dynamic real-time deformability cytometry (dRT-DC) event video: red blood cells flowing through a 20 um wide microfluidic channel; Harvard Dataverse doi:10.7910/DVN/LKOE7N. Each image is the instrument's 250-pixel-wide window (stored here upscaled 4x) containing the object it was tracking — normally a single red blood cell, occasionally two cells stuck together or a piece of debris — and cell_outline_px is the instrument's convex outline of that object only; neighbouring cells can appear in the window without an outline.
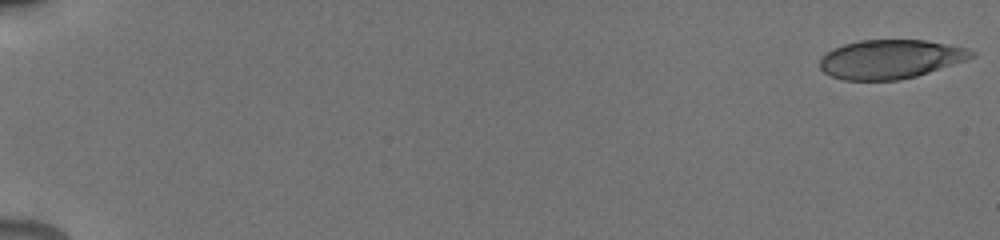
{"species": "human", "species_latin": "Homo sapiens", "temperature_condition": "cold", "stored_images_in_passage": 43, "camera_frame_rate_fps": 3000, "um_per_image_px": 0.085, "donor": {"sex": "male"}, "frame": {"image": 1, "passage_image": 1, "time_ms": 0.0, "image_size_px": [1000, 240], "cell_outline_px": [[976, 56], [916, 76], [900, 80], [844, 80], [832, 76], [824, 72], [820, 68], [820, 56], [832, 48], [844, 44], [860, 40], [924, 40], [948, 44], [968, 48], [976, 52]], "centroid_in_image_um": [75.66, 5.02], "position_along_channel_um": 9.3, "area_um2": 34.39}}
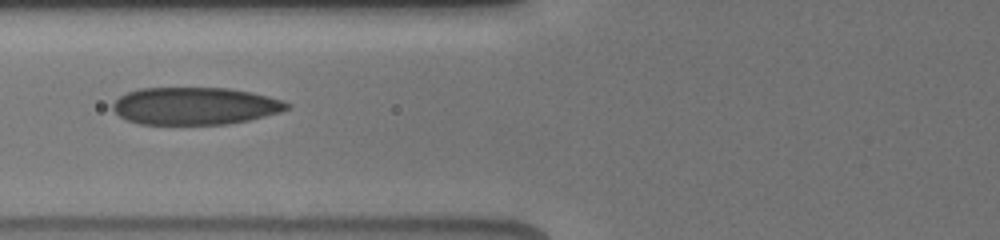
{"frame": {"image": 2, "passage_image": 16, "time_ms": 7.667, "image_size_px": [1000, 240], "cell_outline_px": [[292, 108], [280, 112], [248, 120], [228, 124], [140, 124], [128, 120], [120, 116], [112, 108], [112, 104], [120, 96], [128, 92], [140, 88], [228, 88], [252, 92], [284, 100], [292, 104]], "centroid_in_image_um": [16.62, 9.0], "position_along_channel_um": 109.2, "area_um2": 38.03}}
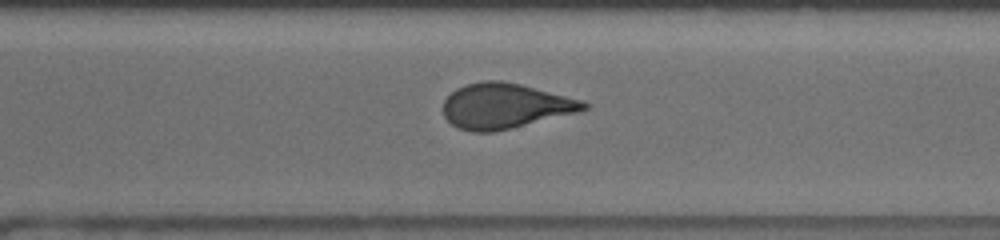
{"frame": {"image": 3, "passage_image": 31, "time_ms": 13.333, "image_size_px": [1000, 240], "cell_outline_px": [[588, 108], [576, 112], [512, 128], [492, 132], [472, 132], [460, 128], [452, 124], [444, 116], [444, 100], [456, 88], [468, 84], [484, 80], [500, 80], [520, 84], [584, 100], [588, 104]], "centroid_in_image_um": [42.92, 9.0], "position_along_channel_um": 327.7, "area_um2": 36.7}, "authors_computed_cell_mechanics": {"area_um2": 37.281, "velocity_mm_per_s": 3.859, "shape_relaxation_time_tau1_ms": 8.3142, "shape_relaxation_time_tau2_ms": 1.2194, "deformation_change_tau1": 0.2191, "deformation_change_tau2": 0.0801}}